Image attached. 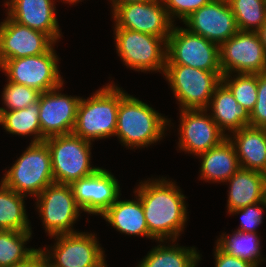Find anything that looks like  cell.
<instances>
[{"mask_svg":"<svg viewBox=\"0 0 266 267\" xmlns=\"http://www.w3.org/2000/svg\"><path fill=\"white\" fill-rule=\"evenodd\" d=\"M222 74L266 72V53L257 32L238 31L219 46Z\"/></svg>","mask_w":266,"mask_h":267,"instance_id":"cell-12","label":"cell"},{"mask_svg":"<svg viewBox=\"0 0 266 267\" xmlns=\"http://www.w3.org/2000/svg\"><path fill=\"white\" fill-rule=\"evenodd\" d=\"M0 230L32 231L25 207L27 196L18 194L0 181Z\"/></svg>","mask_w":266,"mask_h":267,"instance_id":"cell-26","label":"cell"},{"mask_svg":"<svg viewBox=\"0 0 266 267\" xmlns=\"http://www.w3.org/2000/svg\"><path fill=\"white\" fill-rule=\"evenodd\" d=\"M264 201L266 202V185H265V195H264Z\"/></svg>","mask_w":266,"mask_h":267,"instance_id":"cell-41","label":"cell"},{"mask_svg":"<svg viewBox=\"0 0 266 267\" xmlns=\"http://www.w3.org/2000/svg\"><path fill=\"white\" fill-rule=\"evenodd\" d=\"M179 112L178 150L195 157L227 138L206 109H184Z\"/></svg>","mask_w":266,"mask_h":267,"instance_id":"cell-14","label":"cell"},{"mask_svg":"<svg viewBox=\"0 0 266 267\" xmlns=\"http://www.w3.org/2000/svg\"><path fill=\"white\" fill-rule=\"evenodd\" d=\"M51 155L55 183L71 184L94 174L100 167L92 166V142L72 134L56 135L44 140Z\"/></svg>","mask_w":266,"mask_h":267,"instance_id":"cell-5","label":"cell"},{"mask_svg":"<svg viewBox=\"0 0 266 267\" xmlns=\"http://www.w3.org/2000/svg\"><path fill=\"white\" fill-rule=\"evenodd\" d=\"M175 24L167 40L166 64H179L211 72H222L219 45Z\"/></svg>","mask_w":266,"mask_h":267,"instance_id":"cell-9","label":"cell"},{"mask_svg":"<svg viewBox=\"0 0 266 267\" xmlns=\"http://www.w3.org/2000/svg\"><path fill=\"white\" fill-rule=\"evenodd\" d=\"M174 242L158 241L160 244L152 247L137 267H197L202 257L197 248L180 246Z\"/></svg>","mask_w":266,"mask_h":267,"instance_id":"cell-25","label":"cell"},{"mask_svg":"<svg viewBox=\"0 0 266 267\" xmlns=\"http://www.w3.org/2000/svg\"><path fill=\"white\" fill-rule=\"evenodd\" d=\"M141 180L134 189L142 203L150 236L158 241H177L188 220L186 196L166 177Z\"/></svg>","mask_w":266,"mask_h":267,"instance_id":"cell-1","label":"cell"},{"mask_svg":"<svg viewBox=\"0 0 266 267\" xmlns=\"http://www.w3.org/2000/svg\"><path fill=\"white\" fill-rule=\"evenodd\" d=\"M32 231L0 230V267H12L25 261L37 248H27Z\"/></svg>","mask_w":266,"mask_h":267,"instance_id":"cell-29","label":"cell"},{"mask_svg":"<svg viewBox=\"0 0 266 267\" xmlns=\"http://www.w3.org/2000/svg\"><path fill=\"white\" fill-rule=\"evenodd\" d=\"M45 233L52 236L77 232L74 224L82 213L70 184L53 183L35 197Z\"/></svg>","mask_w":266,"mask_h":267,"instance_id":"cell-11","label":"cell"},{"mask_svg":"<svg viewBox=\"0 0 266 267\" xmlns=\"http://www.w3.org/2000/svg\"><path fill=\"white\" fill-rule=\"evenodd\" d=\"M227 137L235 148L240 168L266 174V131L264 127L245 126L230 133Z\"/></svg>","mask_w":266,"mask_h":267,"instance_id":"cell-20","label":"cell"},{"mask_svg":"<svg viewBox=\"0 0 266 267\" xmlns=\"http://www.w3.org/2000/svg\"><path fill=\"white\" fill-rule=\"evenodd\" d=\"M63 86L43 92L39 97L41 142L51 136L72 134L82 97L62 94Z\"/></svg>","mask_w":266,"mask_h":267,"instance_id":"cell-15","label":"cell"},{"mask_svg":"<svg viewBox=\"0 0 266 267\" xmlns=\"http://www.w3.org/2000/svg\"><path fill=\"white\" fill-rule=\"evenodd\" d=\"M6 16L47 34L55 43L62 37L56 18L55 0H6Z\"/></svg>","mask_w":266,"mask_h":267,"instance_id":"cell-19","label":"cell"},{"mask_svg":"<svg viewBox=\"0 0 266 267\" xmlns=\"http://www.w3.org/2000/svg\"><path fill=\"white\" fill-rule=\"evenodd\" d=\"M39 114V103H33L20 110L0 112V125L12 135H32L31 143H38L41 142Z\"/></svg>","mask_w":266,"mask_h":267,"instance_id":"cell-28","label":"cell"},{"mask_svg":"<svg viewBox=\"0 0 266 267\" xmlns=\"http://www.w3.org/2000/svg\"><path fill=\"white\" fill-rule=\"evenodd\" d=\"M148 1H152V0H110L111 3V7L113 10L116 6L118 5H123V4H128V3H135V2H148Z\"/></svg>","mask_w":266,"mask_h":267,"instance_id":"cell-38","label":"cell"},{"mask_svg":"<svg viewBox=\"0 0 266 267\" xmlns=\"http://www.w3.org/2000/svg\"><path fill=\"white\" fill-rule=\"evenodd\" d=\"M266 53V22L257 31Z\"/></svg>","mask_w":266,"mask_h":267,"instance_id":"cell-39","label":"cell"},{"mask_svg":"<svg viewBox=\"0 0 266 267\" xmlns=\"http://www.w3.org/2000/svg\"><path fill=\"white\" fill-rule=\"evenodd\" d=\"M231 234L222 233L216 240V245L225 253L247 260L257 267L261 261L264 262L266 258H262V250L260 244V235L258 233H248L232 231Z\"/></svg>","mask_w":266,"mask_h":267,"instance_id":"cell-27","label":"cell"},{"mask_svg":"<svg viewBox=\"0 0 266 267\" xmlns=\"http://www.w3.org/2000/svg\"><path fill=\"white\" fill-rule=\"evenodd\" d=\"M95 233L75 232L52 236L53 246L41 248L48 267H108L105 251Z\"/></svg>","mask_w":266,"mask_h":267,"instance_id":"cell-8","label":"cell"},{"mask_svg":"<svg viewBox=\"0 0 266 267\" xmlns=\"http://www.w3.org/2000/svg\"><path fill=\"white\" fill-rule=\"evenodd\" d=\"M54 44L47 34L21 25L8 16L0 22V65L5 60L44 54Z\"/></svg>","mask_w":266,"mask_h":267,"instance_id":"cell-18","label":"cell"},{"mask_svg":"<svg viewBox=\"0 0 266 267\" xmlns=\"http://www.w3.org/2000/svg\"><path fill=\"white\" fill-rule=\"evenodd\" d=\"M222 82L237 103L250 114L257 102V74H226L222 76Z\"/></svg>","mask_w":266,"mask_h":267,"instance_id":"cell-31","label":"cell"},{"mask_svg":"<svg viewBox=\"0 0 266 267\" xmlns=\"http://www.w3.org/2000/svg\"><path fill=\"white\" fill-rule=\"evenodd\" d=\"M166 8L170 20L174 23V19L182 22L193 12L208 4L211 0H162Z\"/></svg>","mask_w":266,"mask_h":267,"instance_id":"cell-34","label":"cell"},{"mask_svg":"<svg viewBox=\"0 0 266 267\" xmlns=\"http://www.w3.org/2000/svg\"><path fill=\"white\" fill-rule=\"evenodd\" d=\"M112 82L81 98L72 131L75 136L90 142L115 136L119 103L127 92Z\"/></svg>","mask_w":266,"mask_h":267,"instance_id":"cell-3","label":"cell"},{"mask_svg":"<svg viewBox=\"0 0 266 267\" xmlns=\"http://www.w3.org/2000/svg\"><path fill=\"white\" fill-rule=\"evenodd\" d=\"M214 250L215 267H257L247 260L223 252L217 245Z\"/></svg>","mask_w":266,"mask_h":267,"instance_id":"cell-36","label":"cell"},{"mask_svg":"<svg viewBox=\"0 0 266 267\" xmlns=\"http://www.w3.org/2000/svg\"><path fill=\"white\" fill-rule=\"evenodd\" d=\"M55 44L44 54L5 60L0 71L5 73L7 81L29 86L41 93L55 89L64 84L59 71Z\"/></svg>","mask_w":266,"mask_h":267,"instance_id":"cell-10","label":"cell"},{"mask_svg":"<svg viewBox=\"0 0 266 267\" xmlns=\"http://www.w3.org/2000/svg\"><path fill=\"white\" fill-rule=\"evenodd\" d=\"M257 102L250 113V125L266 126V72L257 73Z\"/></svg>","mask_w":266,"mask_h":267,"instance_id":"cell-35","label":"cell"},{"mask_svg":"<svg viewBox=\"0 0 266 267\" xmlns=\"http://www.w3.org/2000/svg\"><path fill=\"white\" fill-rule=\"evenodd\" d=\"M5 85L1 95L4 107H0V112L20 110L38 103L41 92L37 89L10 81Z\"/></svg>","mask_w":266,"mask_h":267,"instance_id":"cell-32","label":"cell"},{"mask_svg":"<svg viewBox=\"0 0 266 267\" xmlns=\"http://www.w3.org/2000/svg\"><path fill=\"white\" fill-rule=\"evenodd\" d=\"M12 267H48V260L41 248H38L25 261L17 263Z\"/></svg>","mask_w":266,"mask_h":267,"instance_id":"cell-37","label":"cell"},{"mask_svg":"<svg viewBox=\"0 0 266 267\" xmlns=\"http://www.w3.org/2000/svg\"><path fill=\"white\" fill-rule=\"evenodd\" d=\"M240 31L257 32L266 22L265 0H227Z\"/></svg>","mask_w":266,"mask_h":267,"instance_id":"cell-30","label":"cell"},{"mask_svg":"<svg viewBox=\"0 0 266 267\" xmlns=\"http://www.w3.org/2000/svg\"><path fill=\"white\" fill-rule=\"evenodd\" d=\"M227 212L264 201L266 174L240 168L227 181Z\"/></svg>","mask_w":266,"mask_h":267,"instance_id":"cell-21","label":"cell"},{"mask_svg":"<svg viewBox=\"0 0 266 267\" xmlns=\"http://www.w3.org/2000/svg\"><path fill=\"white\" fill-rule=\"evenodd\" d=\"M183 23L192 33L219 46L239 31L227 0H211L193 12Z\"/></svg>","mask_w":266,"mask_h":267,"instance_id":"cell-17","label":"cell"},{"mask_svg":"<svg viewBox=\"0 0 266 267\" xmlns=\"http://www.w3.org/2000/svg\"><path fill=\"white\" fill-rule=\"evenodd\" d=\"M112 18L114 28H126L154 35L166 42L174 25L162 0L118 5L112 10Z\"/></svg>","mask_w":266,"mask_h":267,"instance_id":"cell-13","label":"cell"},{"mask_svg":"<svg viewBox=\"0 0 266 267\" xmlns=\"http://www.w3.org/2000/svg\"><path fill=\"white\" fill-rule=\"evenodd\" d=\"M171 126L170 119L133 95L127 93L120 100L115 136L127 149L148 148L160 142Z\"/></svg>","mask_w":266,"mask_h":267,"instance_id":"cell-2","label":"cell"},{"mask_svg":"<svg viewBox=\"0 0 266 267\" xmlns=\"http://www.w3.org/2000/svg\"><path fill=\"white\" fill-rule=\"evenodd\" d=\"M115 47L118 56L130 70L164 73L167 42L154 35L132 31L126 28H113Z\"/></svg>","mask_w":266,"mask_h":267,"instance_id":"cell-7","label":"cell"},{"mask_svg":"<svg viewBox=\"0 0 266 267\" xmlns=\"http://www.w3.org/2000/svg\"><path fill=\"white\" fill-rule=\"evenodd\" d=\"M132 200L119 198L101 215L114 229L125 235L142 236L154 240L148 231L139 196Z\"/></svg>","mask_w":266,"mask_h":267,"instance_id":"cell-24","label":"cell"},{"mask_svg":"<svg viewBox=\"0 0 266 267\" xmlns=\"http://www.w3.org/2000/svg\"><path fill=\"white\" fill-rule=\"evenodd\" d=\"M1 181L8 188L27 197H36L48 185L55 183L47 144L44 141L30 142L10 169H6Z\"/></svg>","mask_w":266,"mask_h":267,"instance_id":"cell-4","label":"cell"},{"mask_svg":"<svg viewBox=\"0 0 266 267\" xmlns=\"http://www.w3.org/2000/svg\"><path fill=\"white\" fill-rule=\"evenodd\" d=\"M163 76L179 102V110H184L206 109L215 89L222 82L223 74L179 64H166Z\"/></svg>","mask_w":266,"mask_h":267,"instance_id":"cell-6","label":"cell"},{"mask_svg":"<svg viewBox=\"0 0 266 267\" xmlns=\"http://www.w3.org/2000/svg\"><path fill=\"white\" fill-rule=\"evenodd\" d=\"M265 208L266 202L262 201L230 211L229 214L232 216L236 214L241 215L240 225L236 231L258 233L256 230L263 223V213Z\"/></svg>","mask_w":266,"mask_h":267,"instance_id":"cell-33","label":"cell"},{"mask_svg":"<svg viewBox=\"0 0 266 267\" xmlns=\"http://www.w3.org/2000/svg\"><path fill=\"white\" fill-rule=\"evenodd\" d=\"M61 1V0H60ZM62 2L65 4H72V5H75V3L77 4V3H79V2H82V0H62Z\"/></svg>","mask_w":266,"mask_h":267,"instance_id":"cell-40","label":"cell"},{"mask_svg":"<svg viewBox=\"0 0 266 267\" xmlns=\"http://www.w3.org/2000/svg\"><path fill=\"white\" fill-rule=\"evenodd\" d=\"M70 186L82 212L100 217L121 196L118 180L103 167L88 177L73 181Z\"/></svg>","mask_w":266,"mask_h":267,"instance_id":"cell-16","label":"cell"},{"mask_svg":"<svg viewBox=\"0 0 266 267\" xmlns=\"http://www.w3.org/2000/svg\"><path fill=\"white\" fill-rule=\"evenodd\" d=\"M201 161L200 180L225 183L240 169L232 142L227 137L220 144L197 156Z\"/></svg>","mask_w":266,"mask_h":267,"instance_id":"cell-23","label":"cell"},{"mask_svg":"<svg viewBox=\"0 0 266 267\" xmlns=\"http://www.w3.org/2000/svg\"><path fill=\"white\" fill-rule=\"evenodd\" d=\"M206 110H211L209 114L226 135L250 125V114L237 103L223 82L215 89Z\"/></svg>","mask_w":266,"mask_h":267,"instance_id":"cell-22","label":"cell"}]
</instances>
